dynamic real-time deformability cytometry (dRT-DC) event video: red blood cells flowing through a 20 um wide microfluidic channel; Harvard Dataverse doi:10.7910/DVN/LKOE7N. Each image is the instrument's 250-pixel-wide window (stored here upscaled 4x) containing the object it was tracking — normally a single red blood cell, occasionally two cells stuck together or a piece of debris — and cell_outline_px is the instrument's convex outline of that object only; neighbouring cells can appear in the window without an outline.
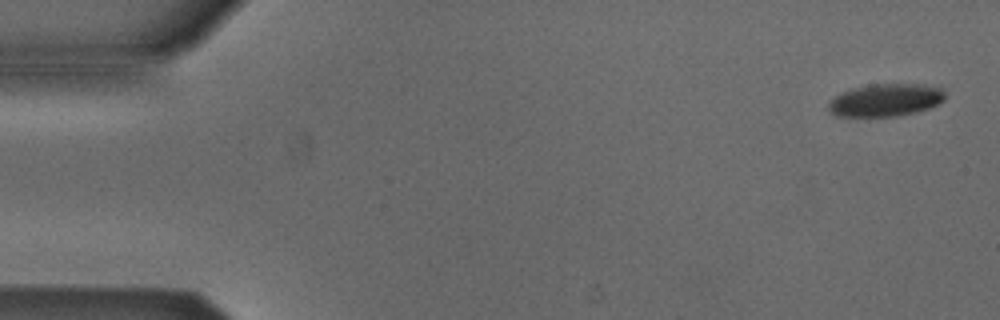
{"species": "Egyptian fruit bat (a non-hibernating species)", "species_latin": "Rousettus aegyptiacus", "temperature_condition": "cold", "stored_images_in_passage": 43, "camera_frame_rate_fps": 3000, "um_per_image_px": 0.085, "animal": {"sex": "male"}, "frame": {"image": 1, "passage_image": 2, "time_ms": 0.333, "image_size_px": [1000, 320], "cell_outline_px": [[944, 100], [928, 108], [916, 112], [896, 116], [836, 116], [828, 108], [828, 104], [836, 96], [844, 92], [856, 88], [872, 84], [916, 84], [940, 88], [944, 92]], "centroid_in_image_um": [75.28, 8.51], "position_along_channel_um": 9.7, "area_um2": 21.62}}
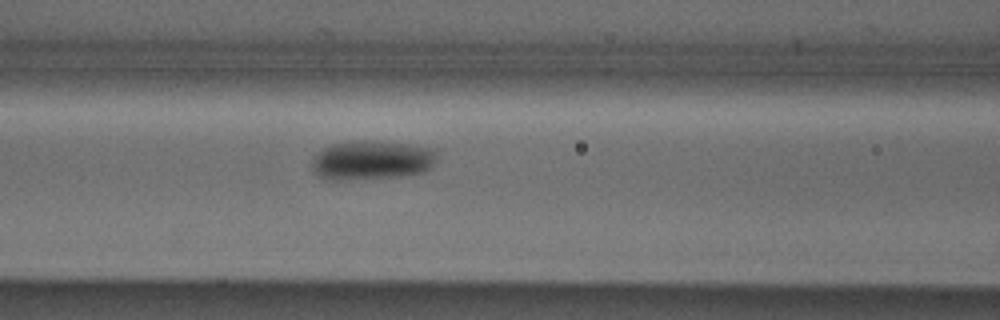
{"frame": {"image": 2, "passage_image": 22, "time_ms": 7.0, "image_size_px": [1000, 320], "cell_outline_px": [[436, 156], [432, 164], [428, 168], [420, 172], [392, 176], [320, 176], [312, 168], [312, 160], [324, 148], [332, 144], [348, 140], [376, 140], [408, 144], [436, 148]], "centroid_in_image_um": [31.66, 13.51], "position_along_channel_um": 134.9, "area_um2": 27.05}}
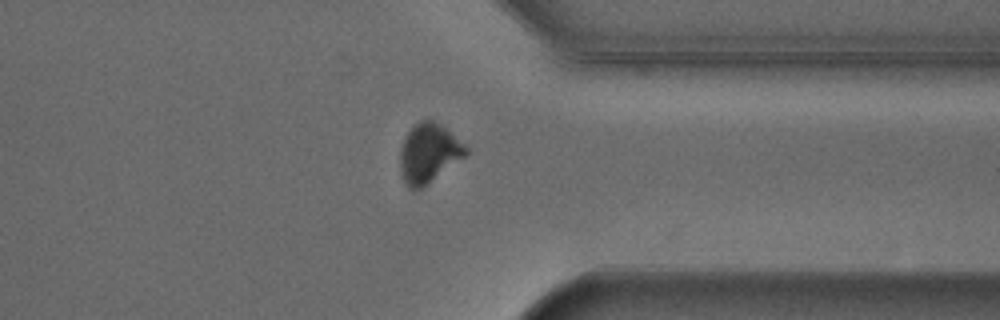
{"frame": {"image": 3, "passage_image": 41, "time_ms": 13.333, "image_size_px": [1000, 320], "cell_outline_px": [[468, 152], [464, 156], [420, 188], [408, 188], [400, 172], [400, 148], [408, 132], [420, 120], [432, 120], [440, 124], [464, 144], [468, 148]], "centroid_in_image_um": [36.41, 13.0], "position_along_channel_um": 375.0, "area_um2": 21.91}, "authors_computed_cell_mechanics": {"area_um2": 25.6054, "velocity_mm_per_s": 3.8611, "shape_relaxation_time_tau1_ms": 2.7635, "shape_relaxation_time_tau2_ms": null, "deformation_change_tau1": 0.1004, "deformation_change_tau2": null}}